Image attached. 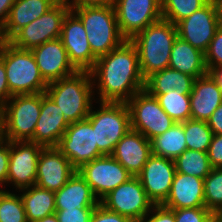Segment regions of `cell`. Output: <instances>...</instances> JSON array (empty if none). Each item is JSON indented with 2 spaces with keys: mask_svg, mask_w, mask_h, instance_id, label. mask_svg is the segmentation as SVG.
<instances>
[{
  "mask_svg": "<svg viewBox=\"0 0 222 222\" xmlns=\"http://www.w3.org/2000/svg\"><path fill=\"white\" fill-rule=\"evenodd\" d=\"M90 73L98 102L127 103L145 88L138 51L130 40L98 57Z\"/></svg>",
  "mask_w": 222,
  "mask_h": 222,
  "instance_id": "1",
  "label": "cell"
},
{
  "mask_svg": "<svg viewBox=\"0 0 222 222\" xmlns=\"http://www.w3.org/2000/svg\"><path fill=\"white\" fill-rule=\"evenodd\" d=\"M177 36L176 25L161 19L147 26L130 40L137 48L144 80L169 67L170 53Z\"/></svg>",
  "mask_w": 222,
  "mask_h": 222,
  "instance_id": "2",
  "label": "cell"
},
{
  "mask_svg": "<svg viewBox=\"0 0 222 222\" xmlns=\"http://www.w3.org/2000/svg\"><path fill=\"white\" fill-rule=\"evenodd\" d=\"M45 93L59 106L69 124L85 120L95 102L89 71H77L71 76L48 83Z\"/></svg>",
  "mask_w": 222,
  "mask_h": 222,
  "instance_id": "3",
  "label": "cell"
},
{
  "mask_svg": "<svg viewBox=\"0 0 222 222\" xmlns=\"http://www.w3.org/2000/svg\"><path fill=\"white\" fill-rule=\"evenodd\" d=\"M71 11L81 20L92 53L97 58L108 54L126 40L118 29L113 5L79 7Z\"/></svg>",
  "mask_w": 222,
  "mask_h": 222,
  "instance_id": "4",
  "label": "cell"
},
{
  "mask_svg": "<svg viewBox=\"0 0 222 222\" xmlns=\"http://www.w3.org/2000/svg\"><path fill=\"white\" fill-rule=\"evenodd\" d=\"M0 56L3 58L12 95L46 91L48 83L40 74L31 50L19 49L8 41H0Z\"/></svg>",
  "mask_w": 222,
  "mask_h": 222,
  "instance_id": "5",
  "label": "cell"
},
{
  "mask_svg": "<svg viewBox=\"0 0 222 222\" xmlns=\"http://www.w3.org/2000/svg\"><path fill=\"white\" fill-rule=\"evenodd\" d=\"M87 119L95 129V144L103 155H111L116 144L131 129L130 111L123 102H94ZM95 109V110H94Z\"/></svg>",
  "mask_w": 222,
  "mask_h": 222,
  "instance_id": "6",
  "label": "cell"
},
{
  "mask_svg": "<svg viewBox=\"0 0 222 222\" xmlns=\"http://www.w3.org/2000/svg\"><path fill=\"white\" fill-rule=\"evenodd\" d=\"M41 110V93L13 95L3 105L4 139L31 141Z\"/></svg>",
  "mask_w": 222,
  "mask_h": 222,
  "instance_id": "7",
  "label": "cell"
},
{
  "mask_svg": "<svg viewBox=\"0 0 222 222\" xmlns=\"http://www.w3.org/2000/svg\"><path fill=\"white\" fill-rule=\"evenodd\" d=\"M71 8L59 0L50 10L20 29L8 42L14 47L31 50L41 44L60 38L62 25Z\"/></svg>",
  "mask_w": 222,
  "mask_h": 222,
  "instance_id": "8",
  "label": "cell"
},
{
  "mask_svg": "<svg viewBox=\"0 0 222 222\" xmlns=\"http://www.w3.org/2000/svg\"><path fill=\"white\" fill-rule=\"evenodd\" d=\"M131 129L143 134L149 141L171 128L175 121L163 110L156 97L145 89L128 102Z\"/></svg>",
  "mask_w": 222,
  "mask_h": 222,
  "instance_id": "9",
  "label": "cell"
},
{
  "mask_svg": "<svg viewBox=\"0 0 222 222\" xmlns=\"http://www.w3.org/2000/svg\"><path fill=\"white\" fill-rule=\"evenodd\" d=\"M57 148L76 170L83 164L103 156L95 144V129L87 118L70 123Z\"/></svg>",
  "mask_w": 222,
  "mask_h": 222,
  "instance_id": "10",
  "label": "cell"
},
{
  "mask_svg": "<svg viewBox=\"0 0 222 222\" xmlns=\"http://www.w3.org/2000/svg\"><path fill=\"white\" fill-rule=\"evenodd\" d=\"M77 171L99 201L133 177L112 155L100 156L83 164Z\"/></svg>",
  "mask_w": 222,
  "mask_h": 222,
  "instance_id": "11",
  "label": "cell"
},
{
  "mask_svg": "<svg viewBox=\"0 0 222 222\" xmlns=\"http://www.w3.org/2000/svg\"><path fill=\"white\" fill-rule=\"evenodd\" d=\"M107 210L130 218L133 222L141 220L153 207L137 176L119 185L101 201Z\"/></svg>",
  "mask_w": 222,
  "mask_h": 222,
  "instance_id": "12",
  "label": "cell"
},
{
  "mask_svg": "<svg viewBox=\"0 0 222 222\" xmlns=\"http://www.w3.org/2000/svg\"><path fill=\"white\" fill-rule=\"evenodd\" d=\"M113 6L118 29L126 40L162 19L161 0H115Z\"/></svg>",
  "mask_w": 222,
  "mask_h": 222,
  "instance_id": "13",
  "label": "cell"
},
{
  "mask_svg": "<svg viewBox=\"0 0 222 222\" xmlns=\"http://www.w3.org/2000/svg\"><path fill=\"white\" fill-rule=\"evenodd\" d=\"M43 146L31 141L10 142V157L6 186L21 190L35 185L37 162Z\"/></svg>",
  "mask_w": 222,
  "mask_h": 222,
  "instance_id": "14",
  "label": "cell"
},
{
  "mask_svg": "<svg viewBox=\"0 0 222 222\" xmlns=\"http://www.w3.org/2000/svg\"><path fill=\"white\" fill-rule=\"evenodd\" d=\"M221 24L215 3L210 0L205 6L179 21L176 27L178 37L205 53Z\"/></svg>",
  "mask_w": 222,
  "mask_h": 222,
  "instance_id": "15",
  "label": "cell"
},
{
  "mask_svg": "<svg viewBox=\"0 0 222 222\" xmlns=\"http://www.w3.org/2000/svg\"><path fill=\"white\" fill-rule=\"evenodd\" d=\"M60 39L73 67L77 71L90 72L97 57L92 53L81 20L72 11L67 14L63 21Z\"/></svg>",
  "mask_w": 222,
  "mask_h": 222,
  "instance_id": "16",
  "label": "cell"
},
{
  "mask_svg": "<svg viewBox=\"0 0 222 222\" xmlns=\"http://www.w3.org/2000/svg\"><path fill=\"white\" fill-rule=\"evenodd\" d=\"M175 172L174 160L152 154L137 175L148 199L154 205H162L166 201Z\"/></svg>",
  "mask_w": 222,
  "mask_h": 222,
  "instance_id": "17",
  "label": "cell"
},
{
  "mask_svg": "<svg viewBox=\"0 0 222 222\" xmlns=\"http://www.w3.org/2000/svg\"><path fill=\"white\" fill-rule=\"evenodd\" d=\"M75 171L76 169L57 147H43L37 162L35 184L56 192L67 183Z\"/></svg>",
  "mask_w": 222,
  "mask_h": 222,
  "instance_id": "18",
  "label": "cell"
},
{
  "mask_svg": "<svg viewBox=\"0 0 222 222\" xmlns=\"http://www.w3.org/2000/svg\"><path fill=\"white\" fill-rule=\"evenodd\" d=\"M40 74L47 82L71 76L77 72L69 61L67 51L60 38L31 49Z\"/></svg>",
  "mask_w": 222,
  "mask_h": 222,
  "instance_id": "19",
  "label": "cell"
},
{
  "mask_svg": "<svg viewBox=\"0 0 222 222\" xmlns=\"http://www.w3.org/2000/svg\"><path fill=\"white\" fill-rule=\"evenodd\" d=\"M68 126L59 106L42 92L40 116L31 142L43 147H57Z\"/></svg>",
  "mask_w": 222,
  "mask_h": 222,
  "instance_id": "20",
  "label": "cell"
},
{
  "mask_svg": "<svg viewBox=\"0 0 222 222\" xmlns=\"http://www.w3.org/2000/svg\"><path fill=\"white\" fill-rule=\"evenodd\" d=\"M132 176H137L152 155L151 141L130 129L111 154Z\"/></svg>",
  "mask_w": 222,
  "mask_h": 222,
  "instance_id": "21",
  "label": "cell"
},
{
  "mask_svg": "<svg viewBox=\"0 0 222 222\" xmlns=\"http://www.w3.org/2000/svg\"><path fill=\"white\" fill-rule=\"evenodd\" d=\"M162 205L172 210L205 206L204 179L175 172L170 193Z\"/></svg>",
  "mask_w": 222,
  "mask_h": 222,
  "instance_id": "22",
  "label": "cell"
},
{
  "mask_svg": "<svg viewBox=\"0 0 222 222\" xmlns=\"http://www.w3.org/2000/svg\"><path fill=\"white\" fill-rule=\"evenodd\" d=\"M222 103V89L209 73L196 78L190 93L191 119L206 121Z\"/></svg>",
  "mask_w": 222,
  "mask_h": 222,
  "instance_id": "23",
  "label": "cell"
},
{
  "mask_svg": "<svg viewBox=\"0 0 222 222\" xmlns=\"http://www.w3.org/2000/svg\"><path fill=\"white\" fill-rule=\"evenodd\" d=\"M59 0H15L7 21L0 31V40L9 41L20 29L38 19Z\"/></svg>",
  "mask_w": 222,
  "mask_h": 222,
  "instance_id": "24",
  "label": "cell"
},
{
  "mask_svg": "<svg viewBox=\"0 0 222 222\" xmlns=\"http://www.w3.org/2000/svg\"><path fill=\"white\" fill-rule=\"evenodd\" d=\"M100 203L90 185L76 170L67 183L55 192L56 210L95 209Z\"/></svg>",
  "mask_w": 222,
  "mask_h": 222,
  "instance_id": "25",
  "label": "cell"
},
{
  "mask_svg": "<svg viewBox=\"0 0 222 222\" xmlns=\"http://www.w3.org/2000/svg\"><path fill=\"white\" fill-rule=\"evenodd\" d=\"M169 68L199 78L208 73L205 54L177 36L170 53Z\"/></svg>",
  "mask_w": 222,
  "mask_h": 222,
  "instance_id": "26",
  "label": "cell"
},
{
  "mask_svg": "<svg viewBox=\"0 0 222 222\" xmlns=\"http://www.w3.org/2000/svg\"><path fill=\"white\" fill-rule=\"evenodd\" d=\"M20 193L28 222H35L56 211L55 192L33 185L17 191ZM22 192V193H21Z\"/></svg>",
  "mask_w": 222,
  "mask_h": 222,
  "instance_id": "27",
  "label": "cell"
},
{
  "mask_svg": "<svg viewBox=\"0 0 222 222\" xmlns=\"http://www.w3.org/2000/svg\"><path fill=\"white\" fill-rule=\"evenodd\" d=\"M194 80V77L168 67L149 76L144 89L149 94H164L172 89L190 94Z\"/></svg>",
  "mask_w": 222,
  "mask_h": 222,
  "instance_id": "28",
  "label": "cell"
},
{
  "mask_svg": "<svg viewBox=\"0 0 222 222\" xmlns=\"http://www.w3.org/2000/svg\"><path fill=\"white\" fill-rule=\"evenodd\" d=\"M152 154L175 160L186 149L184 126L182 123H174L163 134L151 140Z\"/></svg>",
  "mask_w": 222,
  "mask_h": 222,
  "instance_id": "29",
  "label": "cell"
},
{
  "mask_svg": "<svg viewBox=\"0 0 222 222\" xmlns=\"http://www.w3.org/2000/svg\"><path fill=\"white\" fill-rule=\"evenodd\" d=\"M158 100L163 110L176 122L191 119L190 94L180 90H170L164 94H150Z\"/></svg>",
  "mask_w": 222,
  "mask_h": 222,
  "instance_id": "30",
  "label": "cell"
},
{
  "mask_svg": "<svg viewBox=\"0 0 222 222\" xmlns=\"http://www.w3.org/2000/svg\"><path fill=\"white\" fill-rule=\"evenodd\" d=\"M176 172L204 179L212 170L208 153L186 149L175 160Z\"/></svg>",
  "mask_w": 222,
  "mask_h": 222,
  "instance_id": "31",
  "label": "cell"
},
{
  "mask_svg": "<svg viewBox=\"0 0 222 222\" xmlns=\"http://www.w3.org/2000/svg\"><path fill=\"white\" fill-rule=\"evenodd\" d=\"M187 149L208 152L213 132L206 121L188 119L182 122Z\"/></svg>",
  "mask_w": 222,
  "mask_h": 222,
  "instance_id": "32",
  "label": "cell"
},
{
  "mask_svg": "<svg viewBox=\"0 0 222 222\" xmlns=\"http://www.w3.org/2000/svg\"><path fill=\"white\" fill-rule=\"evenodd\" d=\"M210 0H161L162 19L176 25L205 6Z\"/></svg>",
  "mask_w": 222,
  "mask_h": 222,
  "instance_id": "33",
  "label": "cell"
},
{
  "mask_svg": "<svg viewBox=\"0 0 222 222\" xmlns=\"http://www.w3.org/2000/svg\"><path fill=\"white\" fill-rule=\"evenodd\" d=\"M0 222H28L20 194L0 190Z\"/></svg>",
  "mask_w": 222,
  "mask_h": 222,
  "instance_id": "34",
  "label": "cell"
},
{
  "mask_svg": "<svg viewBox=\"0 0 222 222\" xmlns=\"http://www.w3.org/2000/svg\"><path fill=\"white\" fill-rule=\"evenodd\" d=\"M204 202L215 215L222 210V167L212 168L204 178Z\"/></svg>",
  "mask_w": 222,
  "mask_h": 222,
  "instance_id": "35",
  "label": "cell"
},
{
  "mask_svg": "<svg viewBox=\"0 0 222 222\" xmlns=\"http://www.w3.org/2000/svg\"><path fill=\"white\" fill-rule=\"evenodd\" d=\"M175 222H215L216 215L205 206L174 209Z\"/></svg>",
  "mask_w": 222,
  "mask_h": 222,
  "instance_id": "36",
  "label": "cell"
},
{
  "mask_svg": "<svg viewBox=\"0 0 222 222\" xmlns=\"http://www.w3.org/2000/svg\"><path fill=\"white\" fill-rule=\"evenodd\" d=\"M205 54L207 70L222 67V24L216 30Z\"/></svg>",
  "mask_w": 222,
  "mask_h": 222,
  "instance_id": "37",
  "label": "cell"
},
{
  "mask_svg": "<svg viewBox=\"0 0 222 222\" xmlns=\"http://www.w3.org/2000/svg\"><path fill=\"white\" fill-rule=\"evenodd\" d=\"M94 209H66L56 210L59 222H90Z\"/></svg>",
  "mask_w": 222,
  "mask_h": 222,
  "instance_id": "38",
  "label": "cell"
},
{
  "mask_svg": "<svg viewBox=\"0 0 222 222\" xmlns=\"http://www.w3.org/2000/svg\"><path fill=\"white\" fill-rule=\"evenodd\" d=\"M138 222H175L174 210L163 205H153L151 210Z\"/></svg>",
  "mask_w": 222,
  "mask_h": 222,
  "instance_id": "39",
  "label": "cell"
},
{
  "mask_svg": "<svg viewBox=\"0 0 222 222\" xmlns=\"http://www.w3.org/2000/svg\"><path fill=\"white\" fill-rule=\"evenodd\" d=\"M90 222H133L130 218L107 210L102 204H98L91 216Z\"/></svg>",
  "mask_w": 222,
  "mask_h": 222,
  "instance_id": "40",
  "label": "cell"
},
{
  "mask_svg": "<svg viewBox=\"0 0 222 222\" xmlns=\"http://www.w3.org/2000/svg\"><path fill=\"white\" fill-rule=\"evenodd\" d=\"M10 157V141L0 140V190H5Z\"/></svg>",
  "mask_w": 222,
  "mask_h": 222,
  "instance_id": "41",
  "label": "cell"
},
{
  "mask_svg": "<svg viewBox=\"0 0 222 222\" xmlns=\"http://www.w3.org/2000/svg\"><path fill=\"white\" fill-rule=\"evenodd\" d=\"M209 163L212 168L222 167V134L215 135L211 139L208 149Z\"/></svg>",
  "mask_w": 222,
  "mask_h": 222,
  "instance_id": "42",
  "label": "cell"
},
{
  "mask_svg": "<svg viewBox=\"0 0 222 222\" xmlns=\"http://www.w3.org/2000/svg\"><path fill=\"white\" fill-rule=\"evenodd\" d=\"M13 95L10 93L6 78V68L0 56V105H4Z\"/></svg>",
  "mask_w": 222,
  "mask_h": 222,
  "instance_id": "43",
  "label": "cell"
},
{
  "mask_svg": "<svg viewBox=\"0 0 222 222\" xmlns=\"http://www.w3.org/2000/svg\"><path fill=\"white\" fill-rule=\"evenodd\" d=\"M71 9L79 7L114 5L115 0H63Z\"/></svg>",
  "mask_w": 222,
  "mask_h": 222,
  "instance_id": "44",
  "label": "cell"
},
{
  "mask_svg": "<svg viewBox=\"0 0 222 222\" xmlns=\"http://www.w3.org/2000/svg\"><path fill=\"white\" fill-rule=\"evenodd\" d=\"M207 125L212 130L213 134H222V103L209 117L207 120Z\"/></svg>",
  "mask_w": 222,
  "mask_h": 222,
  "instance_id": "45",
  "label": "cell"
},
{
  "mask_svg": "<svg viewBox=\"0 0 222 222\" xmlns=\"http://www.w3.org/2000/svg\"><path fill=\"white\" fill-rule=\"evenodd\" d=\"M15 0H0V31L4 27Z\"/></svg>",
  "mask_w": 222,
  "mask_h": 222,
  "instance_id": "46",
  "label": "cell"
},
{
  "mask_svg": "<svg viewBox=\"0 0 222 222\" xmlns=\"http://www.w3.org/2000/svg\"><path fill=\"white\" fill-rule=\"evenodd\" d=\"M208 73L215 80L217 85L222 89V67L211 68Z\"/></svg>",
  "mask_w": 222,
  "mask_h": 222,
  "instance_id": "47",
  "label": "cell"
},
{
  "mask_svg": "<svg viewBox=\"0 0 222 222\" xmlns=\"http://www.w3.org/2000/svg\"><path fill=\"white\" fill-rule=\"evenodd\" d=\"M35 222H59L55 213L45 216L43 219L37 220Z\"/></svg>",
  "mask_w": 222,
  "mask_h": 222,
  "instance_id": "48",
  "label": "cell"
},
{
  "mask_svg": "<svg viewBox=\"0 0 222 222\" xmlns=\"http://www.w3.org/2000/svg\"><path fill=\"white\" fill-rule=\"evenodd\" d=\"M213 2L215 3L219 19L222 23V0H213Z\"/></svg>",
  "mask_w": 222,
  "mask_h": 222,
  "instance_id": "49",
  "label": "cell"
},
{
  "mask_svg": "<svg viewBox=\"0 0 222 222\" xmlns=\"http://www.w3.org/2000/svg\"><path fill=\"white\" fill-rule=\"evenodd\" d=\"M4 139L3 133V106L0 105V140Z\"/></svg>",
  "mask_w": 222,
  "mask_h": 222,
  "instance_id": "50",
  "label": "cell"
},
{
  "mask_svg": "<svg viewBox=\"0 0 222 222\" xmlns=\"http://www.w3.org/2000/svg\"><path fill=\"white\" fill-rule=\"evenodd\" d=\"M216 221L222 222V210L216 215Z\"/></svg>",
  "mask_w": 222,
  "mask_h": 222,
  "instance_id": "51",
  "label": "cell"
}]
</instances>
